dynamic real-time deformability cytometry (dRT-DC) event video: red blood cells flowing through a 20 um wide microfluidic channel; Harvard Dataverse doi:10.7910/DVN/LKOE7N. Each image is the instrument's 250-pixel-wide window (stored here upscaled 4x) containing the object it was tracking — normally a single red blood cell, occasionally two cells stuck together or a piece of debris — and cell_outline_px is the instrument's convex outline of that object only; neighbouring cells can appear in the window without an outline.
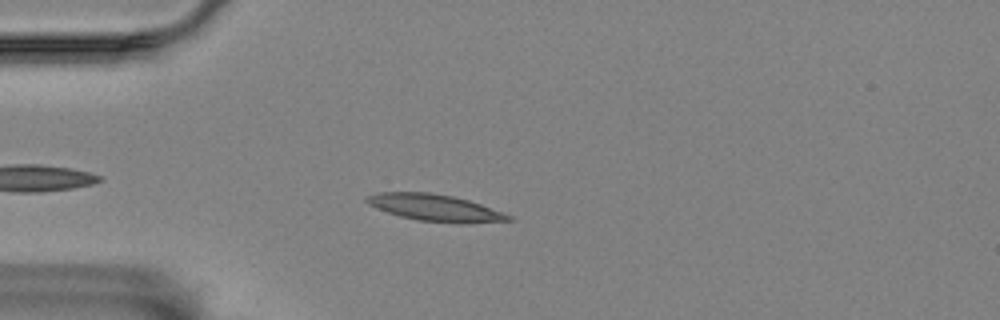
{"species": "Egyptian fruit bat (a non-hibernating species)", "species_latin": "Rousettus aegyptiacus", "temperature_condition": "room temperature", "stored_images_in_passage": 40, "camera_frame_rate_fps": 3000, "um_per_image_px": 0.085, "animal": {"sex": "female"}, "frame": {"image": 1, "passage_image": 7, "time_ms": 2.0, "image_size_px": [1000, 320], "cell_outline_px": [[516, 220], [468, 224], [460, 224], [416, 220], [400, 216], [376, 208], [368, 204], [364, 200], [368, 196], [376, 192], [428, 192], [452, 196], [468, 200], [504, 212], [512, 216]], "centroid_in_image_um": [37.03, 17.67], "position_along_channel_um": 48.0, "area_um2": 22.37}}
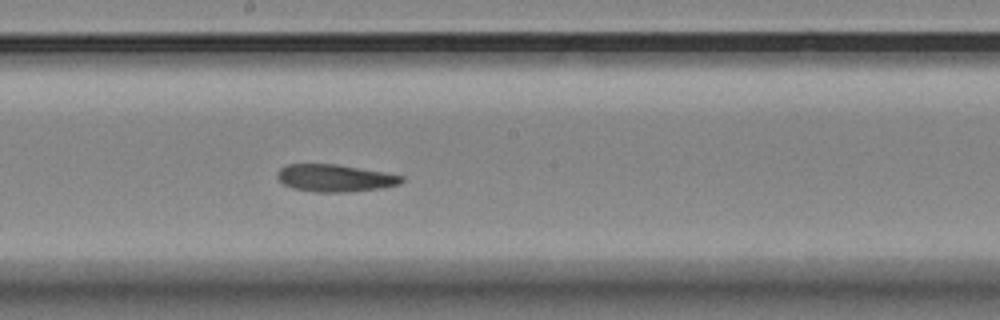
{"frame": {"image": 2, "passage_image": 23, "time_ms": 7.333, "image_size_px": [1000, 320], "cell_outline_px": [[404, 180], [400, 184], [384, 188], [348, 192], [316, 192], [292, 188], [284, 184], [276, 176], [276, 172], [284, 164], [336, 164], [384, 172], [404, 176]], "centroid_in_image_um": [28.47, 15.13], "position_along_channel_um": 219.7, "area_um2": 19.94}}
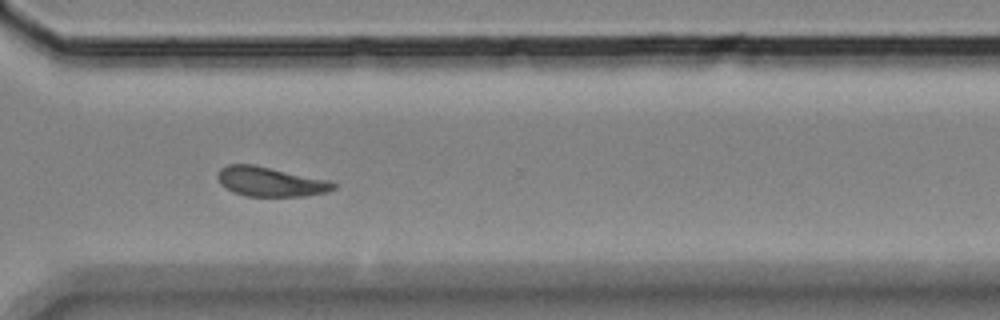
{"frame": {"image": 3, "passage_image": 34, "time_ms": 11.0, "image_size_px": [1000, 320], "cell_outline_px": [[336, 188], [328, 192], [304, 196], [244, 196], [232, 192], [220, 184], [216, 176], [220, 168], [228, 164], [252, 164], [332, 180], [336, 184]], "centroid_in_image_um": [22.99, 15.44], "position_along_channel_um": 347.6, "area_um2": 20.23}}